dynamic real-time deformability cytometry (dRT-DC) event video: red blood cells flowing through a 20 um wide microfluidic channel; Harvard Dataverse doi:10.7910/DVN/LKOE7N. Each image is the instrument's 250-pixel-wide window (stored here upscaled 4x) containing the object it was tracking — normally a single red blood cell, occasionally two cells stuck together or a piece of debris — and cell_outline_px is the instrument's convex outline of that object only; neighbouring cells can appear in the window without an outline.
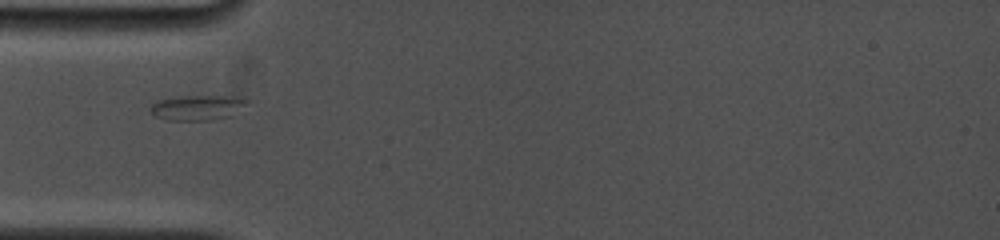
{"species": "common noctule bat (a hibernating species)", "species_latin": "Nyctalus noctula", "temperature_condition": "cold", "stored_images_in_passage": 58, "camera_frame_rate_fps": 5000, "um_per_image_px": 0.085, "animal": {"sex": "female", "body_mass_g": 19.0, "forearm_length_mm": 53.3}, "frame": {"image": 1, "passage_image": 1, "time_ms": 0.0, "image_size_px": [1000, 240], "cell_outline_px": [[248, 100], [232, 116], [208, 120], [168, 120], [156, 116], [148, 108], [152, 104], [160, 100], [180, 96], [232, 96]], "centroid_in_image_um": [16.74, 9.15], "position_along_channel_um": 68.3, "area_um2": 13.81}}
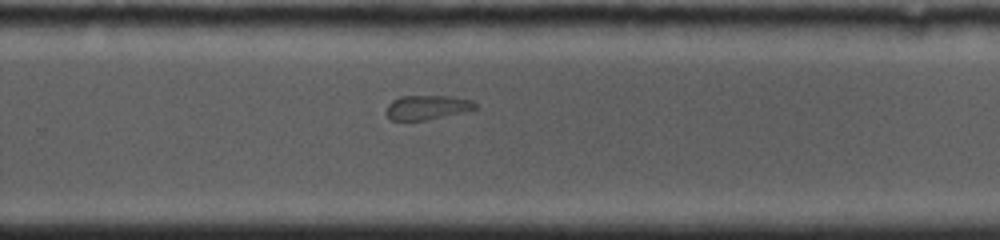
{"frame": {"image": 2, "passage_image": 35, "time_ms": 6.0, "image_size_px": [1000, 240], "cell_outline_px": [[476, 108], [464, 112], [424, 120], [392, 120], [384, 112], [388, 104], [392, 100], [400, 96], [452, 96], [472, 100], [476, 104]], "centroid_in_image_um": [36.28, 9.12], "position_along_channel_um": 293.5, "area_um2": 12.6}}
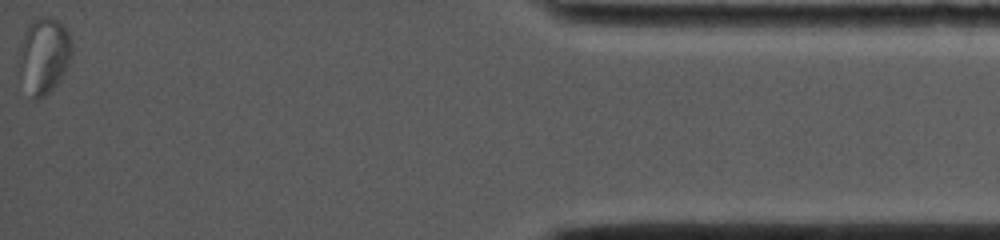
{"frame": {"image": 3, "passage_image": 58, "time_ms": 11.4, "image_size_px": [1000, 240], "cell_outline_px": [[72, 56], [60, 80], [40, 100], [32, 100], [20, 68], [20, 48], [24, 32], [40, 16], [52, 16], [64, 24], [72, 40]], "centroid_in_image_um": [3.79, 4.69], "position_along_channel_um": 431.4, "area_um2": 23.06}}